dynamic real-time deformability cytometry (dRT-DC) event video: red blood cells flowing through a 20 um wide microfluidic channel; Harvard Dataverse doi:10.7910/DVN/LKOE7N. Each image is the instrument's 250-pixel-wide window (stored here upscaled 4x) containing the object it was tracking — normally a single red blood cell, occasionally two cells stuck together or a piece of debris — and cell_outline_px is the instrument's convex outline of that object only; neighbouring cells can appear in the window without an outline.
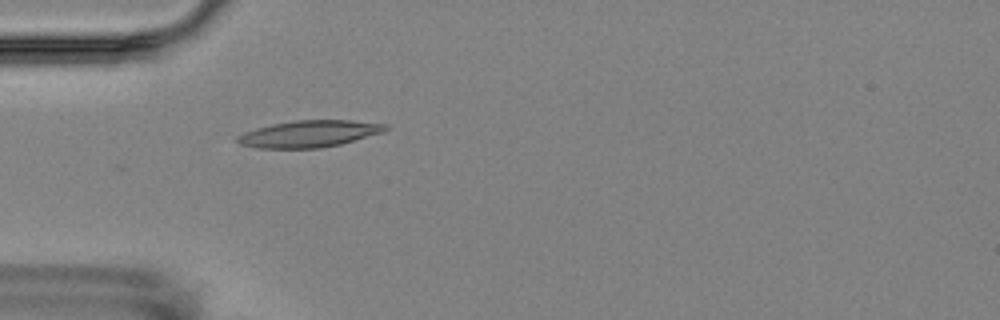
{"species": "Egyptian fruit bat (a non-hibernating species)", "species_latin": "Rousettus aegyptiacus", "temperature_condition": "room temperature", "stored_images_in_passage": 2, "camera_frame_rate_fps": 3000, "um_per_image_px": 0.085, "animal": {"sex": "female"}, "frame": {"image": 1, "passage_image": 2, "time_ms": 1.333, "image_size_px": [1000, 320], "cell_outline_px": [[388, 128], [384, 132], [340, 144], [320, 148], [260, 148], [240, 144], [236, 140], [236, 136], [244, 132], [256, 128], [272, 124], [296, 120], [352, 120], [388, 124]], "centroid_in_image_um": [26.29, 11.37], "position_along_channel_um": 58.7, "area_um2": 23.06}}